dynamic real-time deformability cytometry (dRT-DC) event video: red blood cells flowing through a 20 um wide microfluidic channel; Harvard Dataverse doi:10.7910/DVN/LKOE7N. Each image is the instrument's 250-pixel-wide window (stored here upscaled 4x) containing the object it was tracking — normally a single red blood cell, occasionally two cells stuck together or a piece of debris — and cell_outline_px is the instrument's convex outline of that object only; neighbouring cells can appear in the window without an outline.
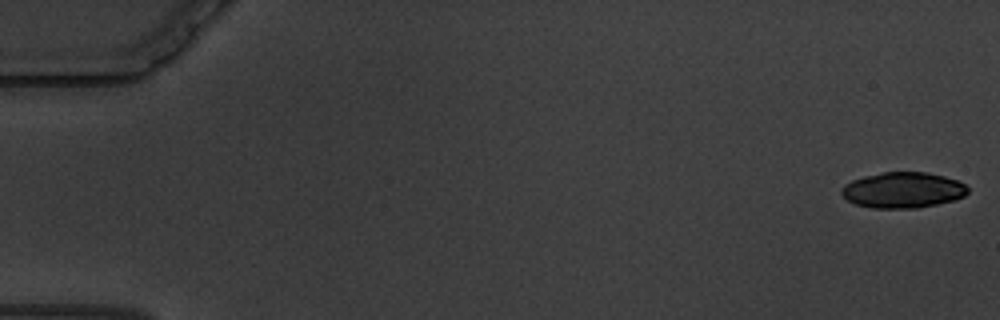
{"species": "common noctule bat (a hibernating species)", "species_latin": "Nyctalus noctula", "temperature_condition": "warm", "stored_images_in_passage": 60, "camera_frame_rate_fps": 3000, "um_per_image_px": 0.085, "animal": {"sex": "male", "body_mass_g": 19.5, "forearm_length_mm": 54.6}, "frame": {"image": 1, "passage_image": 1, "time_ms": 0.0, "image_size_px": [1000, 320], "cell_outline_px": [[968, 192], [964, 196], [956, 200], [916, 208], [872, 208], [856, 204], [848, 200], [840, 192], [840, 188], [844, 184], [852, 180], [864, 176], [884, 172], [928, 172], [944, 176], [956, 180], [964, 184], [968, 188]], "centroid_in_image_um": [76.74, 16.15], "position_along_channel_um": 8.3, "area_um2": 26.36}}
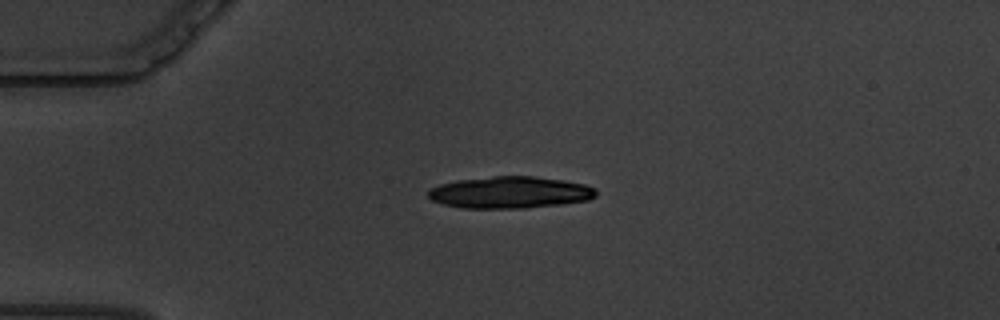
{"frame": {"image": 2, "passage_image": 15, "time_ms": 4.667, "image_size_px": [1000, 320], "cell_outline_px": [[596, 196], [588, 200], [560, 204], [524, 208], [460, 208], [444, 204], [432, 200], [428, 196], [428, 188], [440, 184], [460, 180], [492, 176], [532, 176], [564, 180], [584, 184], [596, 188]], "centroid_in_image_um": [43.34, 16.35], "position_along_channel_um": 41.7, "area_um2": 31.1}}